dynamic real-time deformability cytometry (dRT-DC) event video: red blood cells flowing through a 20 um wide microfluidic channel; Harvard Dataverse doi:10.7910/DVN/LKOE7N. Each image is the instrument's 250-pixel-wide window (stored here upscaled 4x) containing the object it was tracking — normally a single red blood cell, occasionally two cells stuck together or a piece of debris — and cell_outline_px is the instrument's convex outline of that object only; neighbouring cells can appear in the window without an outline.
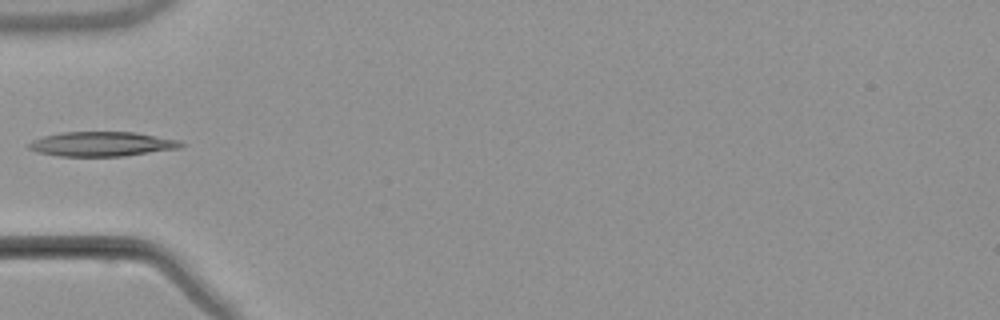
{"species": "common noctule bat (a hibernating species)", "species_latin": "Nyctalus noctula", "temperature_condition": "warm", "stored_images_in_passage": 6, "camera_frame_rate_fps": 3000, "um_per_image_px": 0.085, "animal": {"sex": "male", "body_mass_g": 21.5, "forearm_length_mm": 52.0}, "frame": {"image": 1, "passage_image": 6, "time_ms": 6.0, "image_size_px": [1000, 320], "cell_outline_px": [[184, 144], [180, 148], [124, 156], [60, 156], [36, 152], [28, 148], [28, 144], [32, 140], [44, 136], [60, 132], [136, 132], [180, 140]], "centroid_in_image_um": [8.66, 12.24], "position_along_channel_um": 76.3, "area_um2": 21.85}}